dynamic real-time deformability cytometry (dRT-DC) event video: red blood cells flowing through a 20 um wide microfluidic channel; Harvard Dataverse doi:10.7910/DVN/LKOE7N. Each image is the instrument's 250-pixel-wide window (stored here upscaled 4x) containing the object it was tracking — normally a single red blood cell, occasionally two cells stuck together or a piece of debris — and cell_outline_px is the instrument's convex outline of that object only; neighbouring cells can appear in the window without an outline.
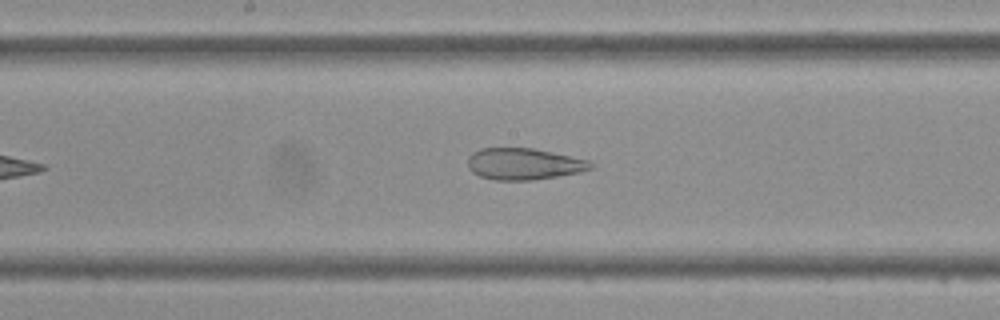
{"species": "Egyptian fruit bat (a non-hibernating species)", "species_latin": "Rousettus aegyptiacus", "temperature_condition": "cold", "stored_images_in_passage": 34, "camera_frame_rate_fps": 3000, "um_per_image_px": 0.085, "frame": {"image": 1, "passage_image": 15, "time_ms": 4.667, "image_size_px": [1000, 320], "cell_outline_px": [[596, 164], [592, 168], [580, 172], [532, 180], [496, 180], [480, 176], [472, 172], [468, 168], [468, 156], [472, 152], [480, 148], [532, 148], [552, 152], [588, 160]], "centroid_in_image_um": [44.51, 13.93], "position_along_channel_um": 203.7, "area_um2": 22.6}}
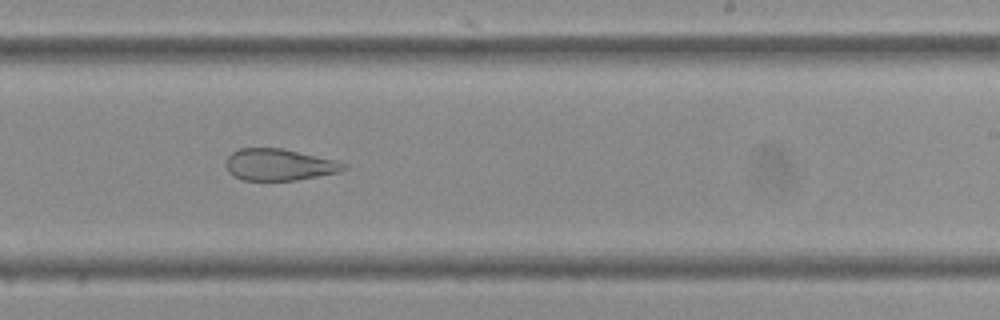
{"frame": {"image": 2, "passage_image": 19, "time_ms": 6.0, "image_size_px": [1000, 320], "cell_outline_px": [[348, 168], [340, 172], [296, 180], [244, 180], [228, 172], [224, 164], [228, 156], [232, 152], [240, 148], [280, 148], [336, 160], [348, 164]], "centroid_in_image_um": [23.74, 14.0], "position_along_channel_um": 265.3, "area_um2": 21.73}}
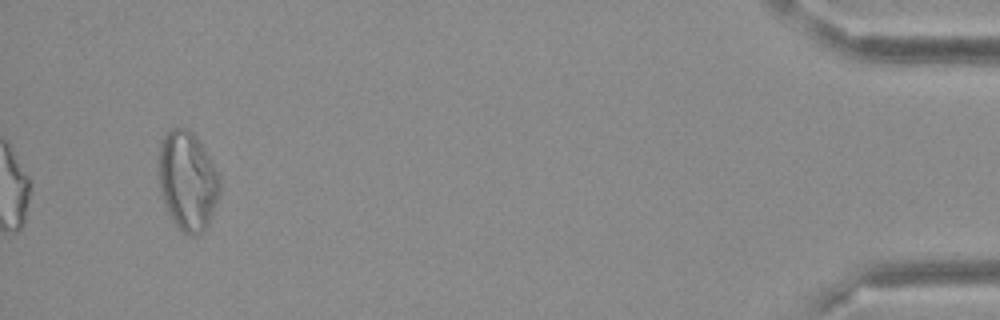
{"frame": {"image": 3, "passage_image": 34, "time_ms": 11.0, "image_size_px": [1000, 320], "cell_outline_px": [[220, 192], [208, 224], [204, 232], [196, 236], [188, 236], [172, 220], [164, 204], [160, 192], [156, 168], [160, 140], [168, 128], [188, 128], [200, 140], [216, 168], [220, 176]], "centroid_in_image_um": [15.91, 15.33], "position_along_channel_um": 419.3, "area_um2": 36.24}}